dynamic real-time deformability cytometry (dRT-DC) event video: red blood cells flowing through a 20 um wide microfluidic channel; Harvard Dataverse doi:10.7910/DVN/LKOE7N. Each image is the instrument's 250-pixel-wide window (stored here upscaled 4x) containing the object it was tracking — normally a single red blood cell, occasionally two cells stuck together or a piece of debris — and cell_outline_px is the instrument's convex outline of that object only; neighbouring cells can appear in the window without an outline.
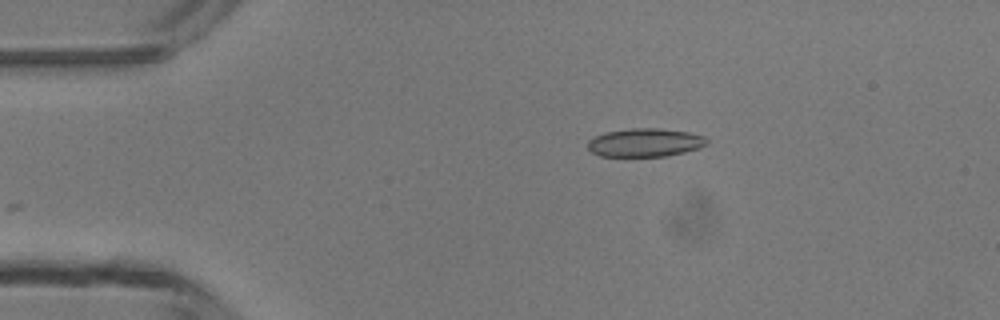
{"species": "common noctule bat (a hibernating species)", "species_latin": "Nyctalus noctula", "temperature_condition": "room temperature", "stored_images_in_passage": 5, "camera_frame_rate_fps": 3000, "um_per_image_px": 0.085, "animal": {"sex": "male", "body_mass_g": 13.3}, "frame": {"image": 1, "passage_image": 5, "time_ms": 4.667, "image_size_px": [1000, 320], "cell_outline_px": [[708, 144], [700, 148], [668, 156], [600, 156], [592, 152], [588, 148], [588, 140], [604, 132], [632, 128], [660, 128], [688, 132], [704, 136], [708, 140]], "centroid_in_image_um": [54.85, 12.11], "position_along_channel_um": 30.2, "area_um2": 19.77}}